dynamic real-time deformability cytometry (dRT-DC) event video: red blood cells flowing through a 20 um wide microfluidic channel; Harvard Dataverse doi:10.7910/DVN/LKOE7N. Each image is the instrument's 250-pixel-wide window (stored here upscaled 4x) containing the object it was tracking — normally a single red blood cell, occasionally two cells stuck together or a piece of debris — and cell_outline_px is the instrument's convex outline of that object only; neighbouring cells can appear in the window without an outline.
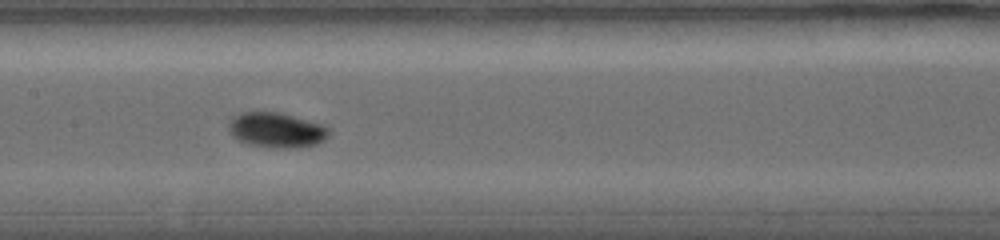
{"species": "common noctule bat (a hibernating species)", "species_latin": "Nyctalus noctula", "temperature_condition": "warm", "stored_images_in_passage": 13, "camera_frame_rate_fps": 5000, "um_per_image_px": 0.085, "animal": {"sex": "female", "body_mass_g": 19.0, "forearm_length_mm": 56.7}, "frame": {"image": 1, "passage_image": 8, "time_ms": 6.6, "image_size_px": [1000, 240], "cell_outline_px": [[328, 136], [324, 140], [316, 144], [300, 148], [272, 148], [248, 144], [236, 140], [232, 136], [228, 128], [228, 120], [232, 116], [240, 112], [280, 112], [320, 124], [328, 128]], "centroid_in_image_um": [23.43, 11.06], "position_along_channel_um": 184.0, "area_um2": 20.69}}
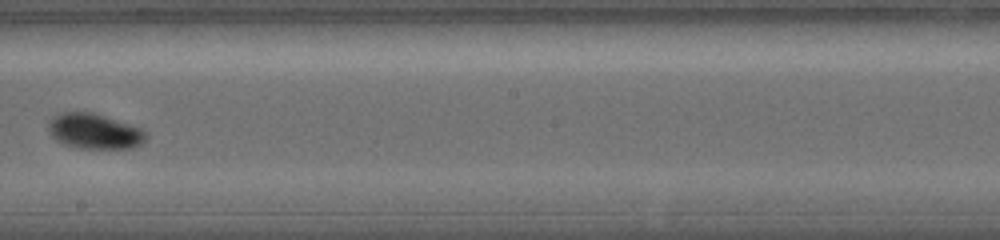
{"frame": {"image": 2, "passage_image": 10, "time_ms": 8.2, "image_size_px": [1000, 240], "cell_outline_px": [[148, 136], [140, 144], [132, 148], [76, 148], [64, 144], [56, 140], [48, 132], [48, 124], [52, 116], [64, 112], [96, 112], [140, 128]], "centroid_in_image_um": [7.99, 11.15], "position_along_channel_um": 240.2, "area_um2": 20.11}}
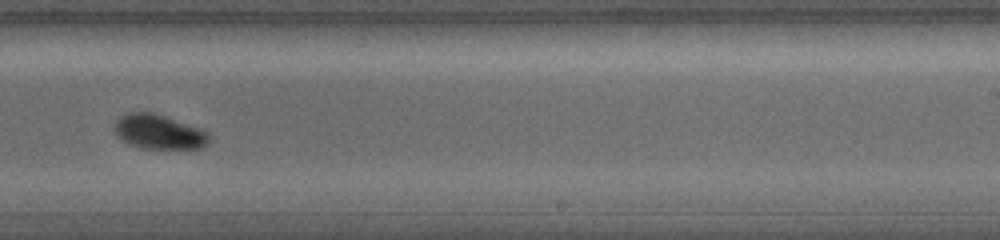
{"frame": {"image": 3, "passage_image": 11, "time_ms": 9.2, "image_size_px": [1000, 240], "cell_outline_px": [[212, 140], [208, 144], [200, 148], [140, 148], [128, 144], [116, 136], [116, 120], [120, 116], [128, 112], [152, 112], [200, 128], [212, 136]], "centroid_in_image_um": [13.52, 11.21], "position_along_channel_um": 275.5, "area_um2": 19.02}}